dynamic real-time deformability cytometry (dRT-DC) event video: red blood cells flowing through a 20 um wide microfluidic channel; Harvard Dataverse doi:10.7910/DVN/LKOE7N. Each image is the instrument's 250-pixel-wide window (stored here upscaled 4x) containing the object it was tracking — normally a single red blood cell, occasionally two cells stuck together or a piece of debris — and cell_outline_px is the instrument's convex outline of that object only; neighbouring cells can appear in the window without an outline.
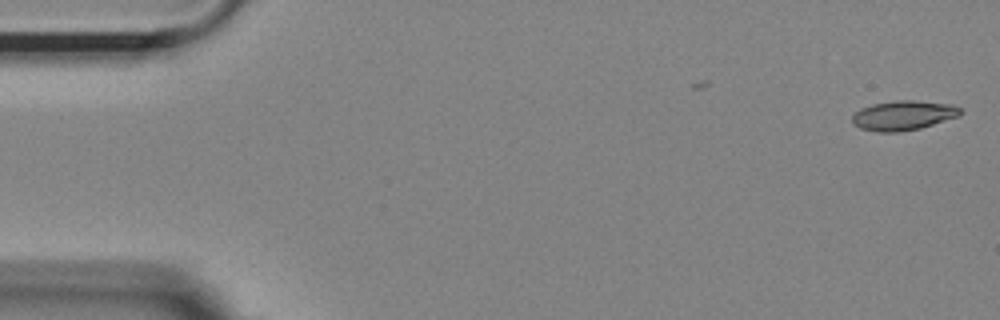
{"species": "Egyptian fruit bat (a non-hibernating species)", "species_latin": "Rousettus aegyptiacus", "temperature_condition": "room temperature", "stored_images_in_passage": 6, "camera_frame_rate_fps": 3000, "um_per_image_px": 0.085, "animal": {"sex": "female"}, "frame": {"image": 1, "passage_image": 6, "time_ms": 1.667, "image_size_px": [1000, 320], "cell_outline_px": [[960, 116], [920, 128], [896, 132], [876, 132], [860, 128], [852, 124], [852, 116], [860, 108], [872, 104], [896, 100], [912, 100], [952, 104], [960, 108]], "centroid_in_image_um": [76.75, 9.81], "position_along_channel_um": 8.2, "area_um2": 18.67}}